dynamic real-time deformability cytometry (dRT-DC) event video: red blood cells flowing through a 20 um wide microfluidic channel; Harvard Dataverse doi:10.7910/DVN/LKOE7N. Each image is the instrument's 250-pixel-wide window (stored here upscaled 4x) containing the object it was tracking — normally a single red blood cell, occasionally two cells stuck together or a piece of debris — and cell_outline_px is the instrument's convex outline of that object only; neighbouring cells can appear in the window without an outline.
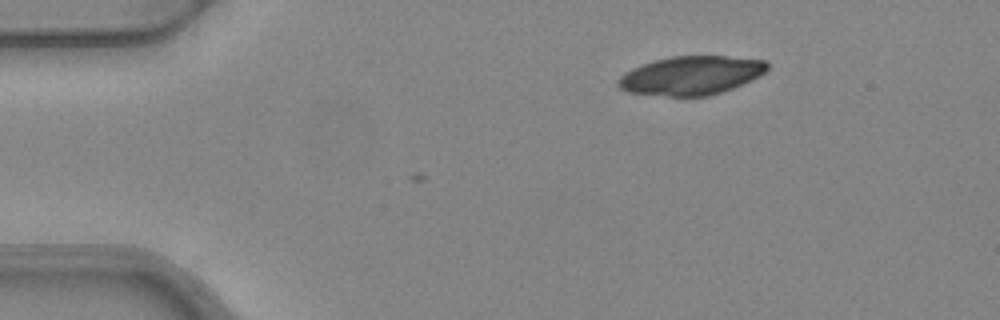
{"species": "common noctule bat (a hibernating species)", "species_latin": "Nyctalus noctula", "temperature_condition": "warm", "stored_images_in_passage": 3, "camera_frame_rate_fps": 3000, "um_per_image_px": 0.085, "animal": {"sex": "female", "body_mass_g": 24.6, "forearm_length_mm": 56.2}, "frame": {"image": 1, "passage_image": 3, "time_ms": 0.667, "image_size_px": [1000, 320], "cell_outline_px": [[768, 68], [760, 76], [732, 88], [708, 96], [668, 96], [628, 92], [620, 88], [616, 84], [620, 76], [624, 72], [632, 68], [652, 60], [672, 56], [724, 56], [768, 60]], "centroid_in_image_um": [58.73, 6.4], "position_along_channel_um": 26.3, "area_um2": 33.7}}